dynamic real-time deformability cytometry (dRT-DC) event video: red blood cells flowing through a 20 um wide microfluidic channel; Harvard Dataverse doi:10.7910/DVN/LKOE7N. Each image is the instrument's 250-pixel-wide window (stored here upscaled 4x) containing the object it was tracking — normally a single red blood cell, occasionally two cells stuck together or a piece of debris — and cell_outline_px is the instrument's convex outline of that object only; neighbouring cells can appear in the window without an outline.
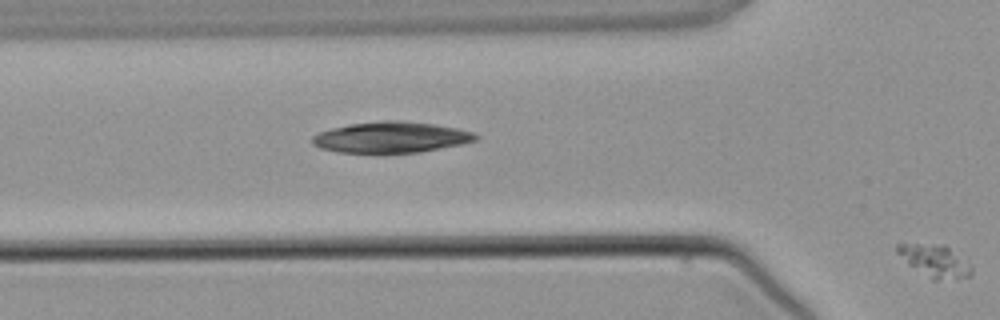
{"species": "common noctule bat (a hibernating species)", "species_latin": "Nyctalus noctula", "temperature_condition": "warm", "stored_images_in_passage": 4, "camera_frame_rate_fps": 3000, "um_per_image_px": 0.085, "animal": {"sex": "male", "body_mass_g": 21.5, "forearm_length_mm": 52.0}, "frame": {"image": 1, "passage_image": 4, "time_ms": 3.667, "image_size_px": [1000, 320], "cell_outline_px": [[972, 272], [968, 276], [936, 280], [932, 280], [908, 264], [896, 252], [896, 244], [900, 240], [932, 244], [948, 248], [968, 260], [972, 268]], "centroid_in_image_um": [79.37, 22.12], "position_along_channel_um": 46.4, "area_um2": 14.1}}